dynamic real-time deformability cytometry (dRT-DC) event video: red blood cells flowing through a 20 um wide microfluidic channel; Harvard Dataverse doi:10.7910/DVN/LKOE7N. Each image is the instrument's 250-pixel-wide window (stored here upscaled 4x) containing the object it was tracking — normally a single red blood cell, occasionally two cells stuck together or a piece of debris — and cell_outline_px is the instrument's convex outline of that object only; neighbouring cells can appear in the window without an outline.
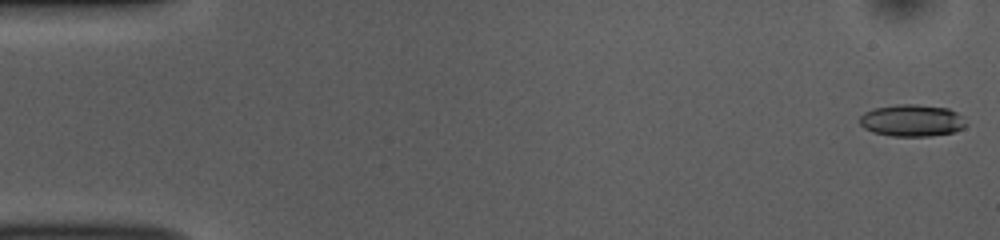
{"species": "common noctule bat (a hibernating species)", "species_latin": "Nyctalus noctula", "temperature_condition": "room temperature", "stored_images_in_passage": 52, "camera_frame_rate_fps": 3000, "um_per_image_px": 0.085, "animal": {"sex": "female", "body_mass_g": 10.0, "forearm_length_mm": 53.1}, "frame": {"image": 1, "passage_image": 1, "time_ms": 0.0, "image_size_px": [1000, 240], "cell_outline_px": [[968, 124], [964, 128], [952, 132], [932, 136], [892, 136], [872, 132], [864, 128], [860, 124], [860, 116], [864, 112], [872, 108], [896, 104], [916, 104], [948, 108], [964, 116]], "centroid_in_image_um": [77.53, 10.23], "position_along_channel_um": 7.5, "area_um2": 20.11}}
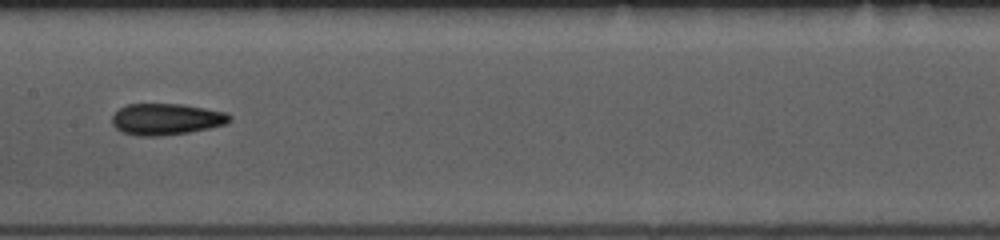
{"frame": {"image": 2, "passage_image": 26, "time_ms": 8.333, "image_size_px": [1000, 240], "cell_outline_px": [[232, 120], [228, 124], [188, 132], [160, 136], [136, 136], [120, 132], [112, 124], [112, 116], [120, 108], [128, 104], [184, 104], [228, 112], [232, 116]], "centroid_in_image_um": [14.16, 10.13], "position_along_channel_um": 193.2, "area_um2": 21.79}}
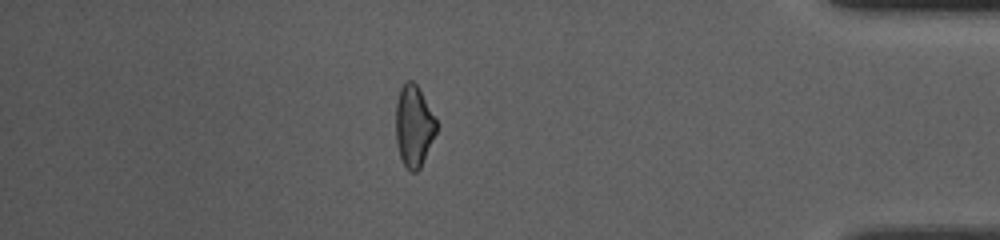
{"frame": {"image": 3, "passage_image": 45, "time_ms": 14.667, "image_size_px": [1000, 240], "cell_outline_px": [[436, 132], [420, 168], [416, 172], [412, 172], [404, 164], [400, 156], [396, 140], [396, 100], [400, 88], [408, 80], [412, 80], [420, 88], [436, 120]], "centroid_in_image_um": [35.16, 10.68], "position_along_channel_um": 400.0, "area_um2": 19.07}, "authors_computed_cell_mechanics": {"area_um2": 20.3456, "velocity_mm_per_s": 3.8625, "shape_relaxation_time_tau1_ms": null, "shape_relaxation_time_tau2_ms": 3.8734, "deformation_change_tau1": null, "deformation_change_tau2": 0.1155}}